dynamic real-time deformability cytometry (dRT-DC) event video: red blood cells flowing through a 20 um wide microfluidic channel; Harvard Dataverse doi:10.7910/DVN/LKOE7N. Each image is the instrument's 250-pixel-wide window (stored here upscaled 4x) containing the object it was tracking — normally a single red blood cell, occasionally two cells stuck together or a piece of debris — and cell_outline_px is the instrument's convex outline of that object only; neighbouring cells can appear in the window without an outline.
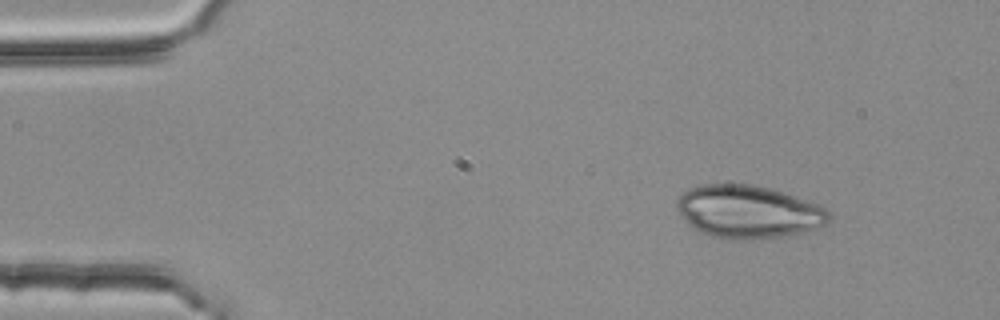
{"species": "common noctule bat (a hibernating species)", "species_latin": "Nyctalus noctula", "temperature_condition": "room temperature", "stored_images_in_passage": 4, "camera_frame_rate_fps": 3000, "um_per_image_px": 0.085, "animal": {"sex": "female", "body_mass_g": 25.1}, "frame": {"image": 1, "passage_image": 1, "time_ms": 0.0, "image_size_px": [1000, 320], "cell_outline_px": [[832, 220], [828, 224], [804, 232], [784, 236], [740, 240], [732, 240], [712, 236], [700, 232], [688, 224], [684, 220], [676, 208], [676, 200], [688, 188], [704, 184], [748, 184], [768, 188], [784, 192], [820, 204], [832, 212]], "centroid_in_image_um": [63.65, 18.0], "position_along_channel_um": 21.4, "area_um2": 47.34}}